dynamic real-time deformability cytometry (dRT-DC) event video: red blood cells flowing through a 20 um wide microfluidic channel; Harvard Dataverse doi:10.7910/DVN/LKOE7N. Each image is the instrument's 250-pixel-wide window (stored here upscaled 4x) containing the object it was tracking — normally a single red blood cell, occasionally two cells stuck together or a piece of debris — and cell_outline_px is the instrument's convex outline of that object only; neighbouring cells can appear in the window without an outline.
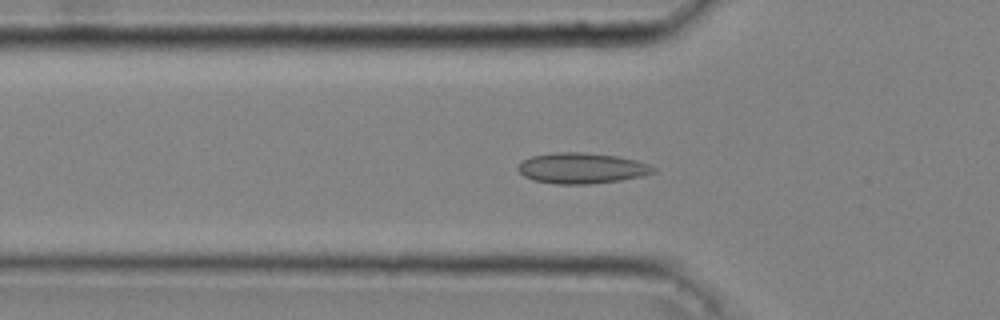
{"species": "common noctule bat (a hibernating species)", "species_latin": "Nyctalus noctula", "temperature_condition": "cold", "stored_images_in_passage": 47, "camera_frame_rate_fps": 3000, "um_per_image_px": 0.085, "animal": {"sex": "male", "body_mass_g": 20.4}, "frame": {"image": 1, "passage_image": 16, "time_ms": 5.0, "image_size_px": [1000, 320], "cell_outline_px": [[656, 172], [640, 176], [620, 180], [592, 184], [552, 184], [532, 180], [524, 176], [516, 168], [520, 160], [532, 156], [556, 152], [584, 152], [616, 156], [636, 160], [648, 164], [656, 168]], "centroid_in_image_um": [49.4, 14.3], "position_along_channel_um": 76.4, "area_um2": 24.39}}
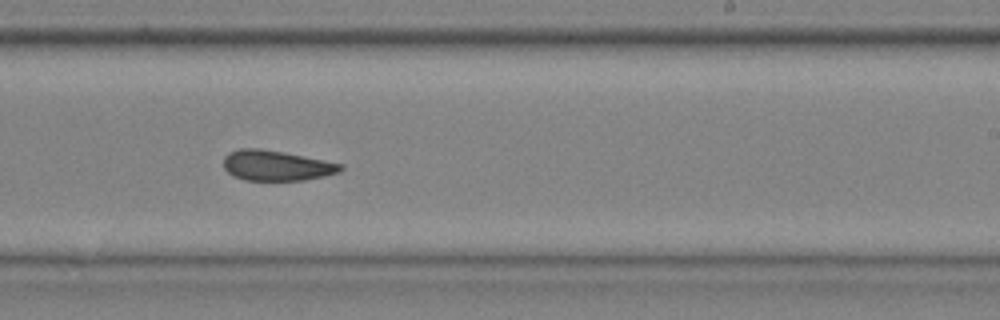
{"frame": {"image": 2, "passage_image": 30, "time_ms": 9.667, "image_size_px": [1000, 320], "cell_outline_px": [[344, 168], [340, 172], [324, 176], [304, 180], [244, 180], [232, 176], [224, 168], [224, 156], [228, 152], [240, 148], [260, 148], [284, 152], [344, 164]], "centroid_in_image_um": [23.49, 14.07], "position_along_channel_um": 265.5, "area_um2": 20.81}}
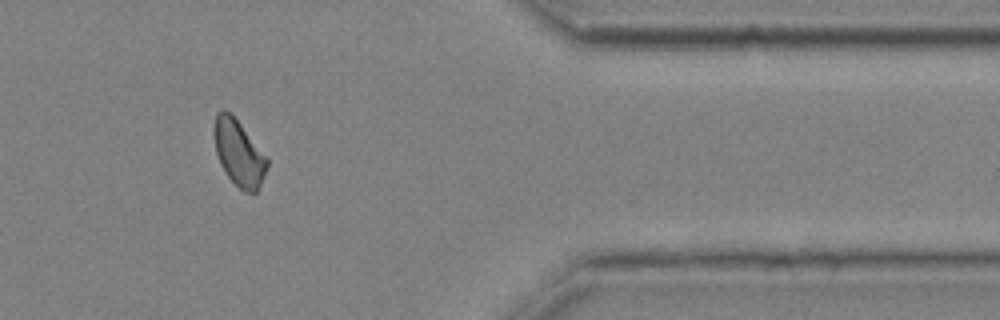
{"frame": {"image": 3, "passage_image": 41, "time_ms": 13.333, "image_size_px": [1000, 320], "cell_outline_px": [[268, 168], [256, 192], [244, 192], [228, 176], [220, 164], [216, 152], [212, 132], [212, 128], [216, 112], [224, 108], [232, 112], [268, 156]], "centroid_in_image_um": [20.29, 12.91], "position_along_channel_um": 391.1, "area_um2": 20.98}, "authors_computed_cell_mechanics": {"area_um2": 20.9814, "velocity_mm_per_s": 4.0521, "shape_relaxation_time_tau1_ms": null, "shape_relaxation_time_tau2_ms": 5.8549, "deformation_change_tau1": null, "deformation_change_tau2": 0.0989}}